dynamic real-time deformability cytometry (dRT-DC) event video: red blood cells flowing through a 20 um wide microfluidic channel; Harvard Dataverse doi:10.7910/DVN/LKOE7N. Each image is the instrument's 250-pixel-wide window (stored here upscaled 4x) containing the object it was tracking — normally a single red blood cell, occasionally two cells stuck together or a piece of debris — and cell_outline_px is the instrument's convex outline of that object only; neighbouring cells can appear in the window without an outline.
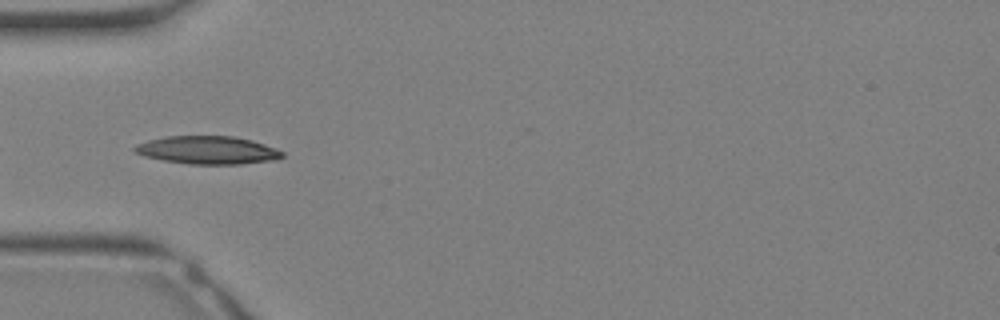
{"species": "Egyptian fruit bat (a non-hibernating species)", "species_latin": "Rousettus aegyptiacus", "temperature_condition": "warm", "stored_images_in_passage": 13, "camera_frame_rate_fps": 3000, "um_per_image_px": 0.085, "animal": {"sex": "female"}, "frame": {"image": 1, "passage_image": 11, "time_ms": 3.333, "image_size_px": [1000, 320], "cell_outline_px": [[284, 156], [276, 160], [240, 164], [188, 164], [164, 160], [144, 156], [136, 152], [132, 148], [136, 144], [148, 140], [164, 136], [236, 136], [252, 140], [276, 148], [284, 152]], "centroid_in_image_um": [17.67, 12.75], "position_along_channel_um": 67.3, "area_um2": 24.22}}